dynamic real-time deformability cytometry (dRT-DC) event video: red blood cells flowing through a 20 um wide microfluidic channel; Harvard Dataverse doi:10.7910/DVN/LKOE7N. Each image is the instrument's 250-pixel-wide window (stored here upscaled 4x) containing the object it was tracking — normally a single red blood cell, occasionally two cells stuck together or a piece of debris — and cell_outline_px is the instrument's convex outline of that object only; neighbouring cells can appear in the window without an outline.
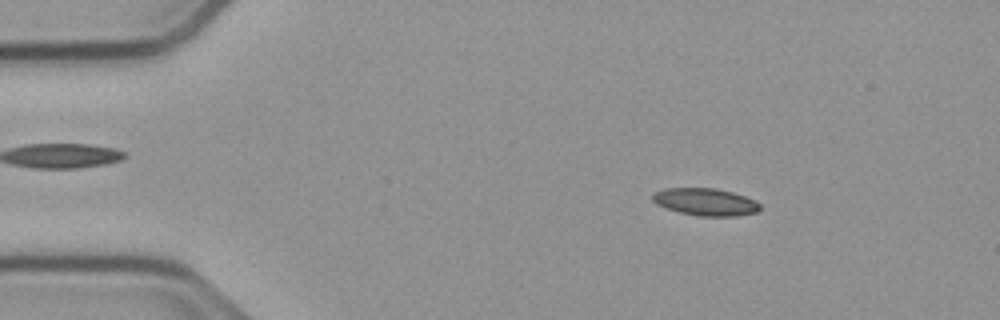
{"species": "common noctule bat (a hibernating species)", "species_latin": "Nyctalus noctula", "temperature_condition": "cold", "stored_images_in_passage": 49, "camera_frame_rate_fps": 3000, "um_per_image_px": 0.085, "animal": {"sex": "male", "body_mass_g": 23.1, "forearm_length_mm": 52.7}, "frame": {"image": 1, "passage_image": 3, "time_ms": 0.667, "image_size_px": [1000, 320], "cell_outline_px": [[760, 208], [756, 212], [736, 216], [696, 216], [664, 208], [656, 204], [652, 200], [652, 192], [664, 188], [716, 188], [732, 192], [756, 200], [760, 204]], "centroid_in_image_um": [59.92, 17.16], "position_along_channel_um": 25.1, "area_um2": 17.28}}
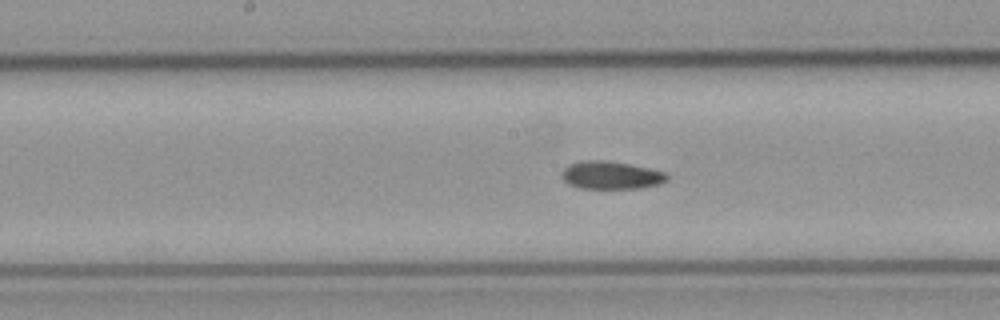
{"frame": {"image": 2, "passage_image": 22, "time_ms": 7.0, "image_size_px": [1000, 320], "cell_outline_px": [[668, 180], [660, 184], [640, 188], [580, 188], [568, 184], [560, 176], [564, 168], [568, 164], [588, 160], [604, 160], [628, 164], [648, 168], [664, 172], [668, 176]], "centroid_in_image_um": [51.92, 14.9], "position_along_channel_um": 196.3, "area_um2": 16.99}}
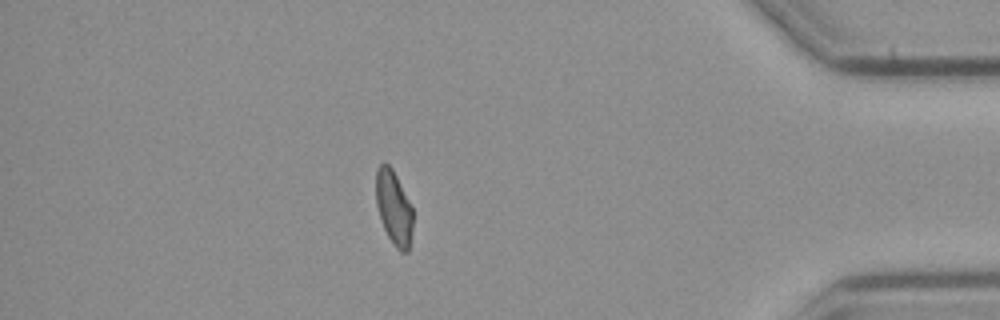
{"frame": {"image": 3, "passage_image": 42, "time_ms": 13.667, "image_size_px": [1000, 320], "cell_outline_px": [[412, 232], [408, 252], [400, 252], [396, 248], [388, 236], [384, 228], [376, 204], [376, 168], [380, 164], [388, 164], [392, 168], [412, 208]], "centroid_in_image_um": [33.46, 17.67], "position_along_channel_um": 401.7, "area_um2": 15.72}, "authors_computed_cell_mechanics": {"area_um2": 16.8198, "velocity_mm_per_s": 3.7582, "shape_relaxation_time_tau1_ms": null, "shape_relaxation_time_tau2_ms": 4.336, "deformation_change_tau1": null, "deformation_change_tau2": 0.0829}}